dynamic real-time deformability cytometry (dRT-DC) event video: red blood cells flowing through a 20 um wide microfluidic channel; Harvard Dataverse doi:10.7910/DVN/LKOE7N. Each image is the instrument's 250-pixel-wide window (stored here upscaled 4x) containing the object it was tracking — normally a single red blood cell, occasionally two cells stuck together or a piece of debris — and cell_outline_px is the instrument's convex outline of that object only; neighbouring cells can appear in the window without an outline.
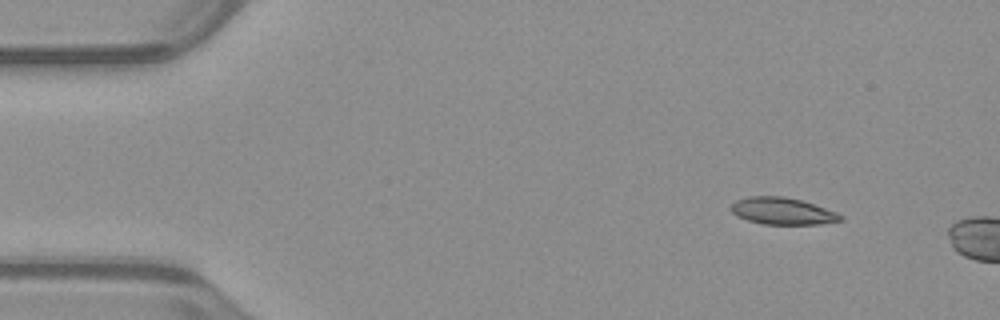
{"species": "common noctule bat (a hibernating species)", "species_latin": "Nyctalus noctula", "temperature_condition": "warm", "stored_images_in_passage": 5, "camera_frame_rate_fps": 3000, "um_per_image_px": 0.085, "animal": {"sex": "male", "body_mass_g": 23.1, "forearm_length_mm": 52.7}, "frame": {"image": 1, "passage_image": 1, "time_ms": 0.0, "image_size_px": [1000, 320], "cell_outline_px": [[844, 220], [820, 224], [764, 224], [748, 220], [736, 216], [728, 208], [736, 200], [748, 196], [784, 196], [800, 200], [836, 212], [844, 216]], "centroid_in_image_um": [66.48, 17.94], "position_along_channel_um": 18.5, "area_um2": 17.17}}